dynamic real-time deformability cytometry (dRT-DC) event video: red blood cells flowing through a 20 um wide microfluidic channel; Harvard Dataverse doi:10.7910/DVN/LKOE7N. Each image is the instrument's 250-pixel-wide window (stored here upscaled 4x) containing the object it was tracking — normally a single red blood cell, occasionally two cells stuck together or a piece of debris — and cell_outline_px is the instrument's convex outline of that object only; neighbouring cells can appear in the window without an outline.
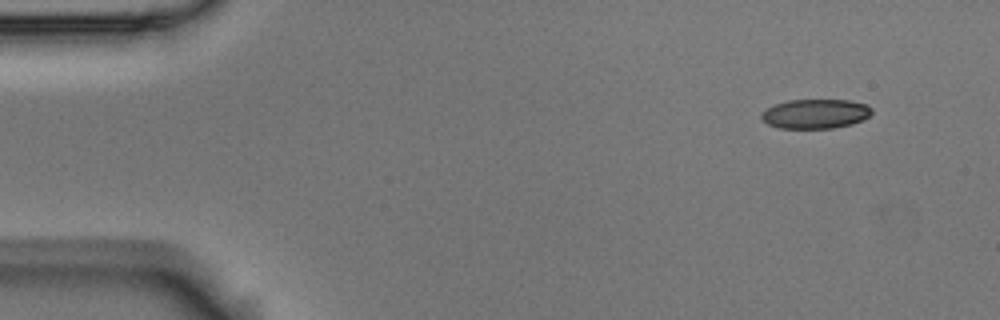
{"species": "Egyptian fruit bat (a non-hibernating species)", "species_latin": "Rousettus aegyptiacus", "temperature_condition": "room temperature", "stored_images_in_passage": 5, "segment_of_instrument_passage": [1, 2], "camera_frame_rate_fps": 3000, "um_per_image_px": 0.085, "animal": {"sex": "male"}, "frame": {"image": 1, "passage_image": 1, "time_ms": 0.0, "image_size_px": [1000, 320], "cell_outline_px": [[872, 112], [868, 116], [852, 124], [832, 128], [780, 128], [768, 124], [760, 116], [768, 108], [776, 104], [788, 100], [848, 100], [868, 104], [872, 108]], "centroid_in_image_um": [69.34, 9.67], "position_along_channel_um": 15.7, "area_um2": 18.73}}
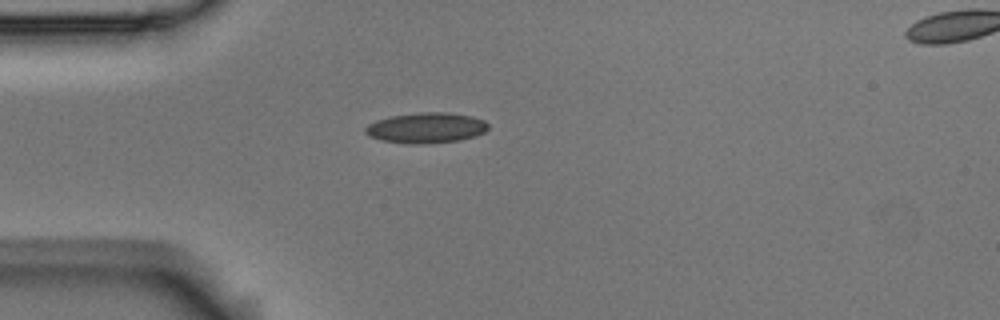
{"frame": {"image": 2, "passage_image": 4, "time_ms": 1.0, "image_size_px": [1000, 320], "cell_outline_px": [[488, 128], [484, 132], [476, 136], [460, 140], [416, 144], [408, 144], [380, 140], [368, 136], [364, 132], [364, 128], [368, 124], [376, 120], [388, 116], [420, 112], [448, 112], [472, 116], [484, 120], [488, 124]], "centroid_in_image_um": [36.19, 10.86], "position_along_channel_um": 48.8, "area_um2": 22.02}}